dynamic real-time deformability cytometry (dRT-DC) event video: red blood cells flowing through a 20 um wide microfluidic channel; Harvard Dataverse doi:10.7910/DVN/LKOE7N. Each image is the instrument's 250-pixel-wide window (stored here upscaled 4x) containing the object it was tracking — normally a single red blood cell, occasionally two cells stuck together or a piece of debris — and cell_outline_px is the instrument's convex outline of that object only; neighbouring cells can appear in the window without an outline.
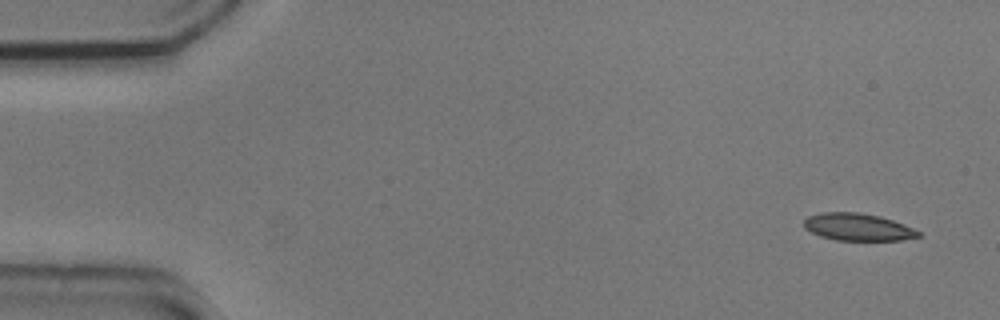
{"species": "common noctule bat (a hibernating species)", "species_latin": "Nyctalus noctula", "temperature_condition": "cold", "stored_images_in_passage": 53, "camera_frame_rate_fps": 3000, "um_per_image_px": 0.085, "animal": {"sex": "male", "body_mass_g": 20.5, "forearm_length_mm": 52.5}, "frame": {"image": 1, "passage_image": 2, "time_ms": 0.333, "image_size_px": [1000, 320], "cell_outline_px": [[920, 236], [900, 240], [836, 240], [820, 236], [804, 228], [804, 220], [808, 216], [820, 212], [860, 212], [880, 216], [904, 224], [920, 232]], "centroid_in_image_um": [72.89, 19.29], "position_along_channel_um": 12.1, "area_um2": 18.15}}
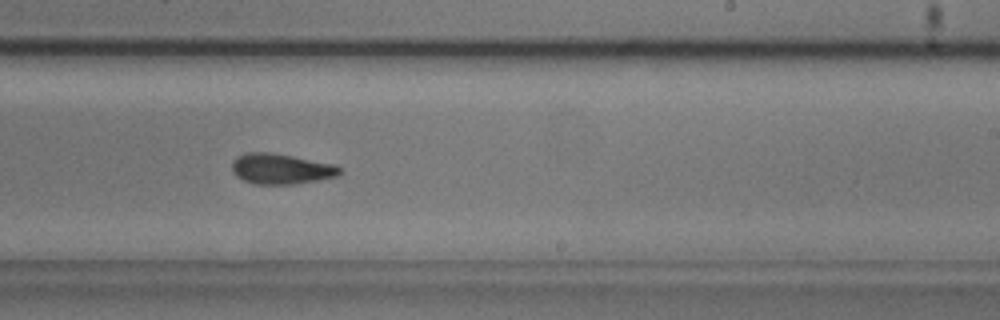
{"frame": {"image": 2, "passage_image": 32, "time_ms": 10.333, "image_size_px": [1000, 320], "cell_outline_px": [[340, 172], [336, 176], [316, 180], [292, 184], [256, 184], [244, 180], [236, 176], [232, 172], [232, 160], [236, 156], [248, 152], [268, 152], [292, 156], [336, 164], [340, 168]], "centroid_in_image_um": [23.84, 14.34], "position_along_channel_um": 265.2, "area_um2": 19.02}}
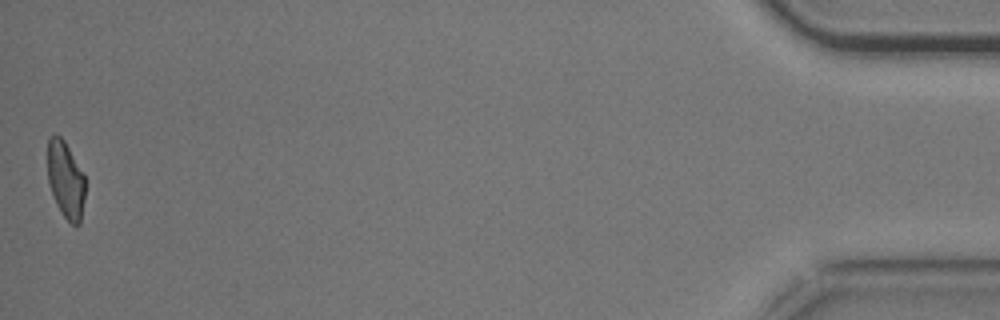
{"frame": {"image": 3, "passage_image": 53, "time_ms": 17.333, "image_size_px": [1000, 320], "cell_outline_px": [[84, 200], [80, 224], [72, 224], [64, 216], [56, 204], [48, 180], [48, 136], [56, 132], [64, 140], [84, 172]], "centroid_in_image_um": [5.58, 15.22], "position_along_channel_um": 429.6, "area_um2": 16.88}, "authors_computed_cell_mechanics": {"area_um2": 18.8428, "velocity_mm_per_s": 3.7131, "shape_relaxation_time_tau1_ms": null, "shape_relaxation_time_tau2_ms": 3.3914, "deformation_change_tau1": null, "deformation_change_tau2": 0.095}}